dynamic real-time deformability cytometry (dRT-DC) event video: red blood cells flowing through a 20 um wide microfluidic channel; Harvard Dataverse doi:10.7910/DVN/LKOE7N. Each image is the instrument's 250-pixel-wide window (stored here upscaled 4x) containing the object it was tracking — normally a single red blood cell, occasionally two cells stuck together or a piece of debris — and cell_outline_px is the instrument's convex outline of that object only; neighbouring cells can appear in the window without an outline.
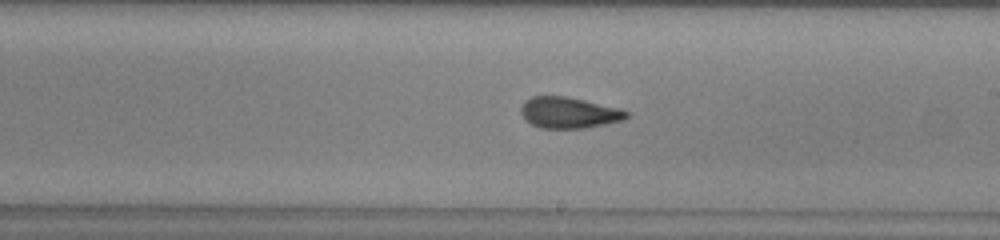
{"species": "common noctule bat (a hibernating species)", "species_latin": "Nyctalus noctula", "temperature_condition": "warm", "stored_images_in_passage": 23, "camera_frame_rate_fps": 3000, "um_per_image_px": 0.085, "animal": {"sex": "male", "body_mass_g": 13.0, "forearm_length_mm": 53.1}, "frame": {"image": 1, "passage_image": 11, "time_ms": 3.333, "image_size_px": [1000, 240], "cell_outline_px": [[628, 116], [624, 120], [584, 128], [540, 128], [532, 124], [520, 112], [520, 108], [524, 100], [532, 96], [564, 96], [584, 100], [620, 108], [628, 112]], "centroid_in_image_um": [48.35, 9.57], "position_along_channel_um": 240.7, "area_um2": 19.02}}
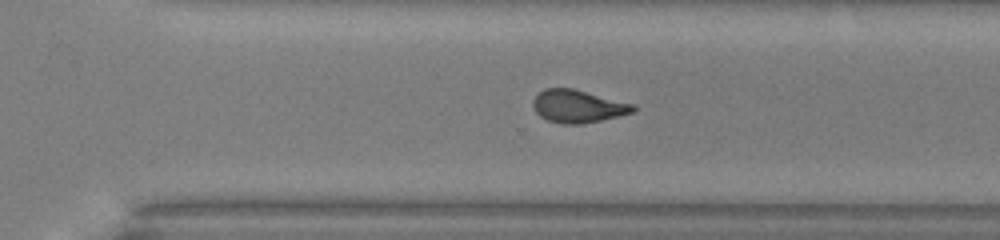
{"frame": {"image": 2, "passage_image": 17, "time_ms": 5.333, "image_size_px": [1000, 240], "cell_outline_px": [[636, 108], [632, 112], [600, 120], [580, 124], [560, 124], [548, 120], [540, 116], [536, 112], [532, 104], [532, 100], [544, 88], [572, 88], [636, 104]], "centroid_in_image_um": [49.11, 9.02], "position_along_channel_um": 321.5, "area_um2": 19.02}}
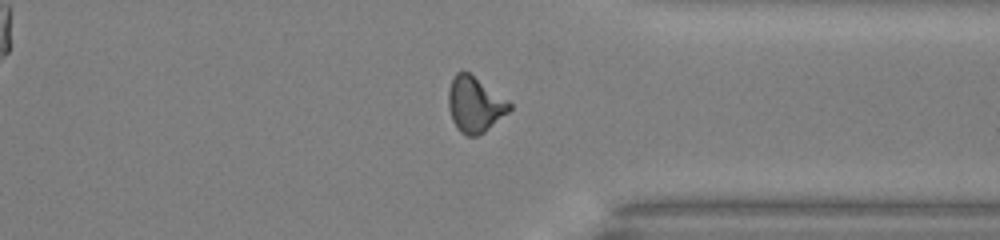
{"frame": {"image": 3, "passage_image": 21, "time_ms": 6.667, "image_size_px": [1000, 240], "cell_outline_px": [[512, 108], [508, 112], [484, 132], [476, 136], [468, 136], [460, 132], [456, 128], [452, 120], [448, 108], [448, 88], [456, 72], [468, 72], [508, 100], [512, 104]], "centroid_in_image_um": [40.34, 8.89], "position_along_channel_um": 371.1, "area_um2": 19.65}}